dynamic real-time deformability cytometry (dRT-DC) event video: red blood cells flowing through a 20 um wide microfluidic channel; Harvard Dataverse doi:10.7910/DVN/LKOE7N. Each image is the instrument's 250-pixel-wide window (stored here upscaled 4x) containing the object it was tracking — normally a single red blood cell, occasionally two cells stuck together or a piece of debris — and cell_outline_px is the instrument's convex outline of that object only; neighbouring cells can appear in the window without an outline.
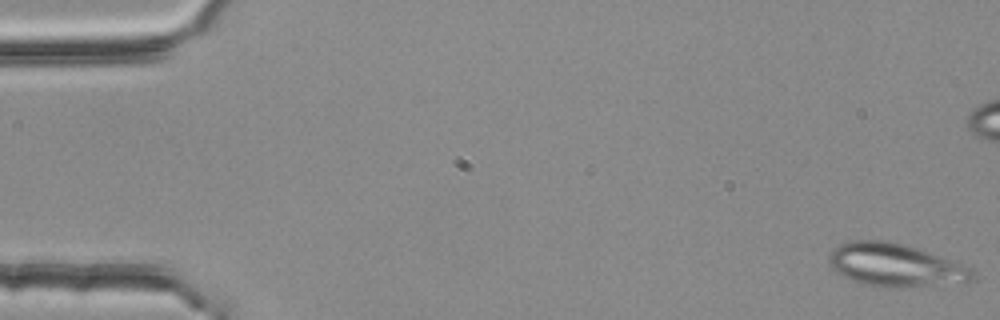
{"species": "common noctule bat (a hibernating species)", "species_latin": "Nyctalus noctula", "temperature_condition": "room temperature", "stored_images_in_passage": 53, "camera_frame_rate_fps": 3000, "um_per_image_px": 0.085, "animal": {"sex": "female", "body_mass_g": 25.1}, "frame": {"image": 1, "passage_image": 1, "time_ms": 0.0, "image_size_px": [1000, 320], "cell_outline_px": [[976, 276], [972, 280], [920, 288], [888, 288], [864, 284], [852, 280], [836, 272], [832, 268], [828, 260], [828, 256], [832, 248], [836, 244], [852, 240], [888, 240], [904, 244], [928, 252], [972, 268], [976, 272]], "centroid_in_image_um": [76.07, 22.54], "position_along_channel_um": 8.9, "area_um2": 36.47}}
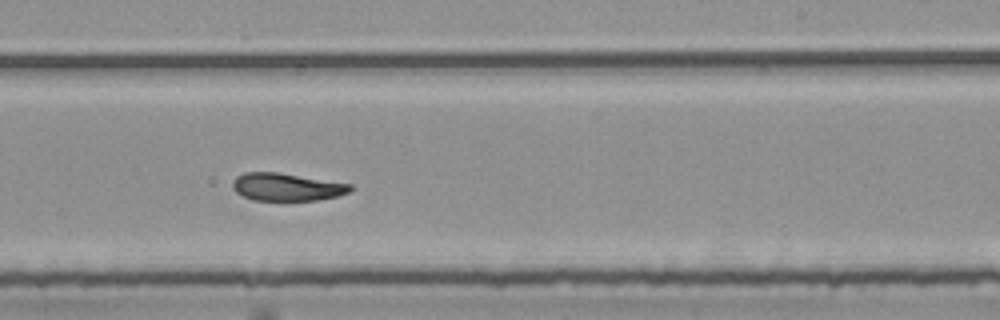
{"frame": {"image": 2, "passage_image": 33, "time_ms": 10.667, "image_size_px": [1000, 320], "cell_outline_px": [[352, 188], [348, 192], [340, 196], [316, 200], [252, 200], [236, 192], [232, 188], [232, 180], [236, 176], [244, 172], [280, 172], [352, 184]], "centroid_in_image_um": [24.35, 15.88], "position_along_channel_um": 264.6, "area_um2": 19.13}}
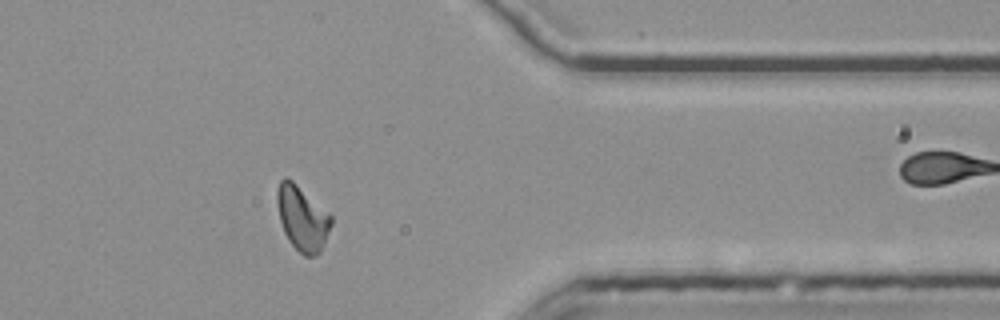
{"frame": {"image": 3, "passage_image": 44, "time_ms": 14.333, "image_size_px": [1000, 320], "cell_outline_px": [[332, 224], [324, 244], [320, 252], [316, 256], [304, 256], [288, 240], [284, 232], [280, 220], [276, 204], [276, 192], [280, 180], [284, 176], [292, 180], [328, 212], [332, 216]], "centroid_in_image_um": [25.68, 18.55], "position_along_channel_um": 385.7, "area_um2": 20.4}, "authors_computed_cell_mechanics": {"area_um2": 20.3456, "velocity_mm_per_s": 3.7666, "shape_relaxation_time_tau1_ms": null, "shape_relaxation_time_tau2_ms": 2.76, "deformation_change_tau1": null, "deformation_change_tau2": 0.0882}}